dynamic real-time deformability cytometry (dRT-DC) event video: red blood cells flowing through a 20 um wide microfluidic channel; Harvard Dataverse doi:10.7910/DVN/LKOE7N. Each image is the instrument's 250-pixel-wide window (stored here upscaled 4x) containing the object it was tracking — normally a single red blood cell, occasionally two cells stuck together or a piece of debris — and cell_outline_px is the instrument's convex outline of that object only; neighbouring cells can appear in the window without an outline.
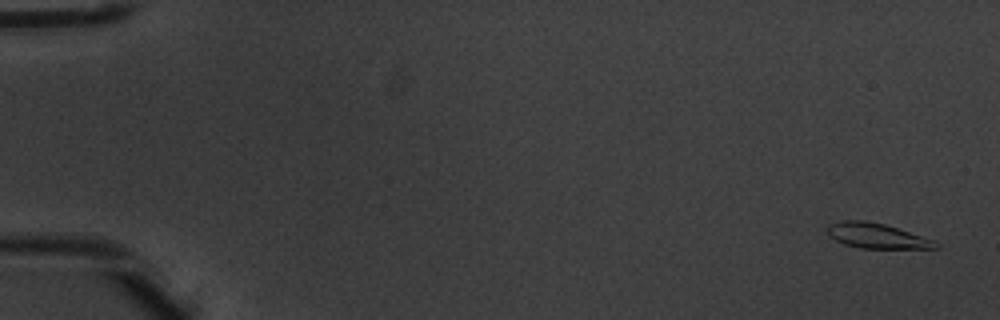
{"species": "common noctule bat (a hibernating species)", "species_latin": "Nyctalus noctula", "temperature_condition": "warm", "stored_images_in_passage": 5, "camera_frame_rate_fps": 3000, "um_per_image_px": 0.085, "animal": {"sex": "male", "body_mass_g": 20.1, "forearm_length_mm": 53.5}, "frame": {"image": 1, "passage_image": 1, "time_ms": 0.0, "image_size_px": [1000, 320], "cell_outline_px": [[940, 248], [860, 248], [844, 244], [836, 240], [828, 232], [828, 224], [844, 220], [864, 220], [884, 224], [936, 240], [940, 244]], "centroid_in_image_um": [74.58, 20.04], "position_along_channel_um": 10.4, "area_um2": 15.72}}
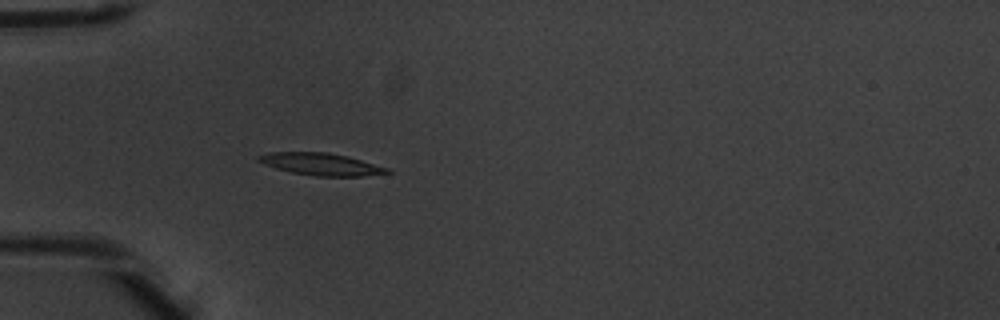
{"frame": {"image": 2, "passage_image": 5, "time_ms": 1.333, "image_size_px": [1000, 320], "cell_outline_px": [[392, 172], [364, 176], [316, 176], [292, 172], [276, 168], [264, 164], [256, 160], [256, 156], [268, 152], [328, 152], [348, 156], [388, 168]], "centroid_in_image_um": [27.26, 13.94], "position_along_channel_um": 57.7, "area_um2": 16.59}}